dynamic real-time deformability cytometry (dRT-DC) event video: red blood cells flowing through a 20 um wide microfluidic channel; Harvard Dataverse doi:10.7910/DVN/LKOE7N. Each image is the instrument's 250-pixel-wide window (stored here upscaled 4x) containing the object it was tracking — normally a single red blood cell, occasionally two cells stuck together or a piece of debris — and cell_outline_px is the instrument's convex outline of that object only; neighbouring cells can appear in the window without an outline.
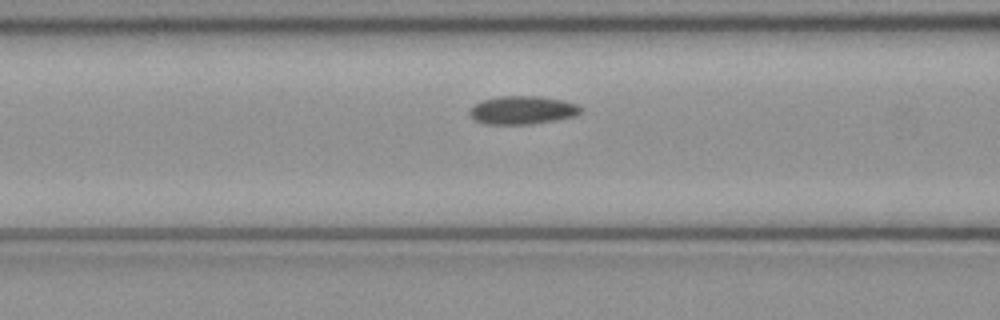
{"species": "common noctule bat (a hibernating species)", "species_latin": "Nyctalus noctula", "temperature_condition": "cold", "stored_images_in_passage": 43, "camera_frame_rate_fps": 3000, "um_per_image_px": 0.085, "animal": {"sex": "female", "body_mass_g": 21.9}, "frame": {"image": 1, "passage_image": 13, "time_ms": 4.0, "image_size_px": [1000, 320], "cell_outline_px": [[584, 108], [576, 116], [556, 120], [528, 124], [484, 124], [476, 120], [468, 112], [472, 104], [480, 100], [500, 96], [536, 96], [564, 100], [576, 104]], "centroid_in_image_um": [44.39, 9.35], "position_along_channel_um": 122.2, "area_um2": 18.44}}
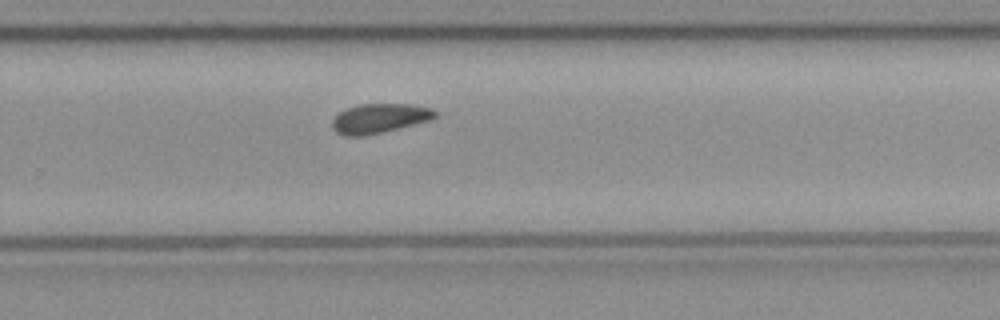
{"frame": {"image": 2, "passage_image": 26, "time_ms": 8.333, "image_size_px": [1000, 320], "cell_outline_px": [[436, 116], [432, 120], [384, 132], [364, 136], [344, 136], [336, 132], [332, 128], [332, 120], [340, 112], [348, 108], [360, 104], [408, 104], [432, 108], [436, 112]], "centroid_in_image_um": [32.26, 10.07], "position_along_channel_um": 297.5, "area_um2": 17.74}}
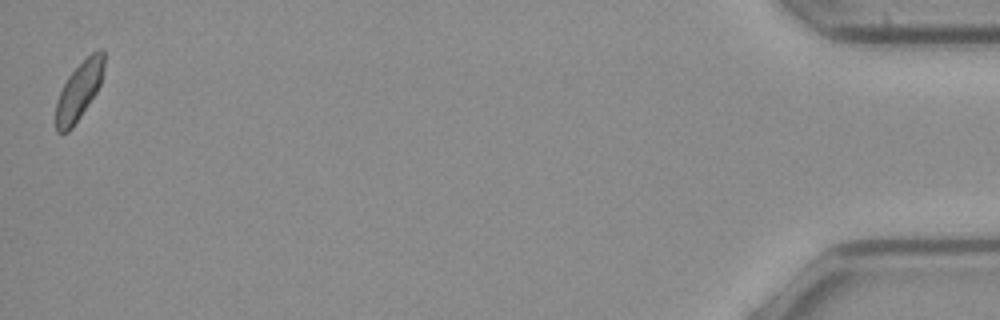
{"frame": {"image": 3, "passage_image": 43, "time_ms": 14.0, "image_size_px": [1000, 320], "cell_outline_px": [[104, 72], [100, 84], [96, 92], [72, 128], [68, 132], [56, 132], [56, 100], [68, 76], [92, 52], [100, 48], [104, 48]], "centroid_in_image_um": [6.73, 7.7], "position_along_channel_um": 428.5, "area_um2": 16.07}}